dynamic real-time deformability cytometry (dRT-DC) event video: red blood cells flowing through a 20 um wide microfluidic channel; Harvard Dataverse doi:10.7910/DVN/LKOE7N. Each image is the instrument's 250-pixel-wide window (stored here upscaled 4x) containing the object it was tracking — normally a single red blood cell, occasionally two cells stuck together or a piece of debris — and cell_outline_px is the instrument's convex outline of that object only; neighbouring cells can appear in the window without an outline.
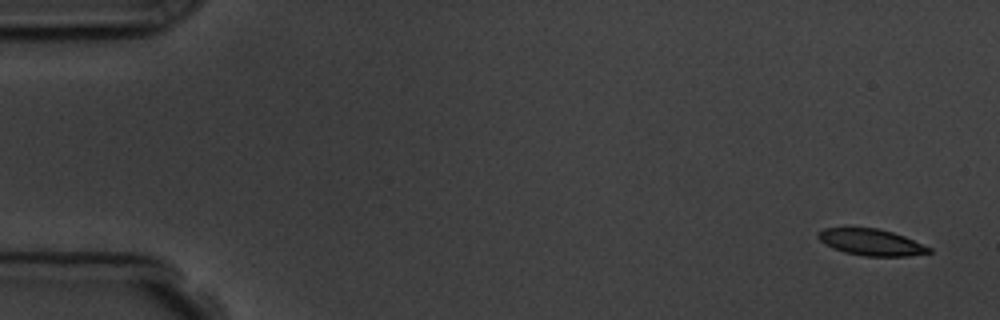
{"species": "common noctule bat (a hibernating species)", "species_latin": "Nyctalus noctula", "temperature_condition": "room temperature", "stored_images_in_passage": 4, "camera_frame_rate_fps": 3000, "um_per_image_px": 0.085, "animal": {"sex": "male", "body_mass_g": 19.5, "forearm_length_mm": 54.6}, "frame": {"image": 1, "passage_image": 1, "time_ms": 0.0, "image_size_px": [1000, 320], "cell_outline_px": [[932, 252], [908, 256], [864, 256], [844, 252], [832, 248], [824, 244], [816, 236], [816, 232], [824, 228], [876, 228], [892, 232], [904, 236], [932, 248]], "centroid_in_image_um": [74.02, 20.59], "position_along_channel_um": 11.0, "area_um2": 17.11}}
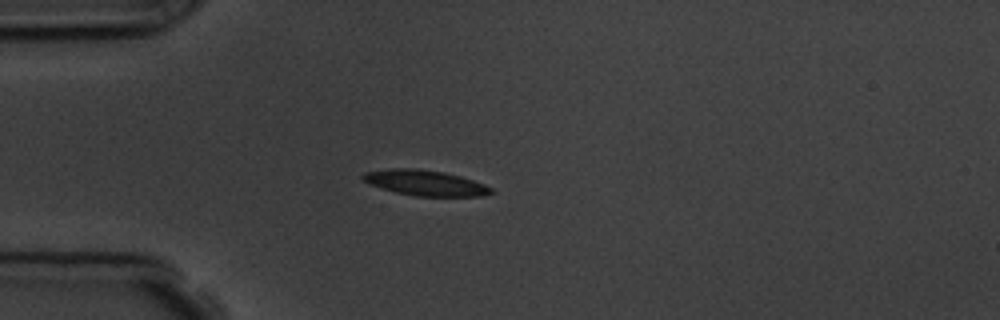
{"frame": {"image": 2, "passage_image": 4, "time_ms": 4.333, "image_size_px": [1000, 320], "cell_outline_px": [[496, 192], [480, 196], [416, 196], [396, 192], [368, 184], [360, 176], [364, 172], [392, 168], [412, 168], [444, 172], [460, 176], [484, 184], [492, 188]], "centroid_in_image_um": [36.14, 15.54], "position_along_channel_um": 48.9, "area_um2": 18.96}}